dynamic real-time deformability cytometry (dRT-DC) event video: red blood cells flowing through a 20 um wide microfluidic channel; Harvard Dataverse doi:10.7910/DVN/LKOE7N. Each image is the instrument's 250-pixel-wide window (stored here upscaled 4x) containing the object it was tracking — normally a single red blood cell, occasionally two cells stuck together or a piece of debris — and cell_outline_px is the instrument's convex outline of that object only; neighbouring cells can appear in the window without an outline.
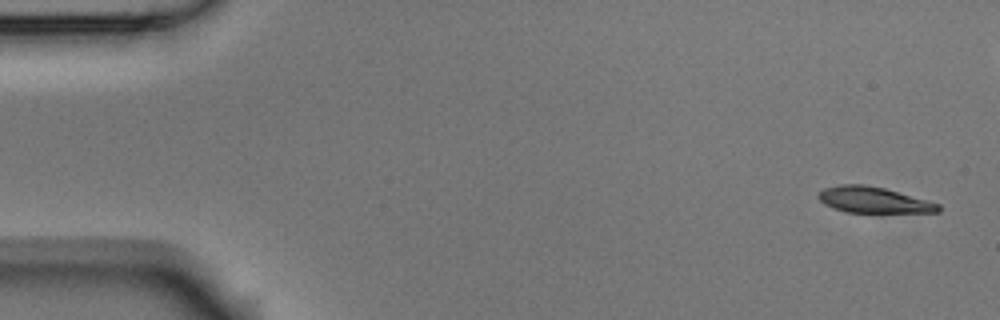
{"species": "Egyptian fruit bat (a non-hibernating species)", "species_latin": "Rousettus aegyptiacus", "temperature_condition": "room temperature", "stored_images_in_passage": 9, "camera_frame_rate_fps": 3000, "um_per_image_px": 0.085, "animal": {"sex": "male"}, "frame": {"image": 1, "passage_image": 1, "time_ms": 0.0, "image_size_px": [1000, 320], "cell_outline_px": [[940, 212], [844, 212], [824, 204], [816, 196], [824, 188], [840, 184], [864, 184], [884, 188], [928, 200], [940, 204]], "centroid_in_image_um": [74.23, 16.99], "position_along_channel_um": 10.8, "area_um2": 18.09}}
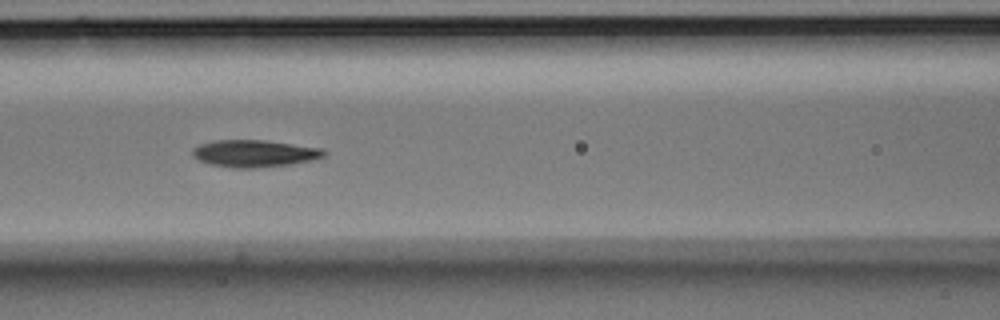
{"frame": {"image": 2, "passage_image": 7, "time_ms": 2.0, "image_size_px": [1000, 320], "cell_outline_px": [[324, 156], [308, 160], [288, 164], [256, 168], [232, 168], [208, 164], [196, 160], [192, 156], [192, 148], [200, 144], [216, 140], [264, 140], [320, 148], [324, 152]], "centroid_in_image_um": [21.5, 13.05], "position_along_channel_um": 145.1, "area_um2": 20.58}}
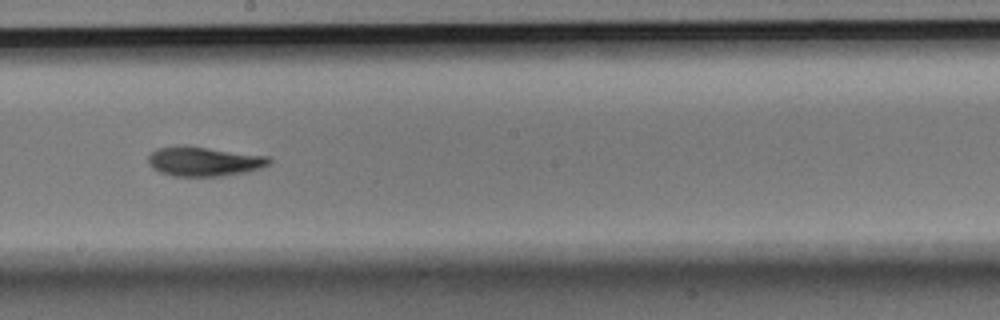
{"frame": {"image": 3, "passage_image": 9, "time_ms": 2.667, "image_size_px": [1000, 320], "cell_outline_px": [[272, 160], [268, 164], [260, 168], [244, 172], [224, 176], [172, 176], [160, 172], [152, 168], [148, 164], [148, 156], [156, 148], [180, 144], [184, 144], [268, 156]], "centroid_in_image_um": [17.29, 13.7], "position_along_channel_um": 230.9, "area_um2": 21.04}}